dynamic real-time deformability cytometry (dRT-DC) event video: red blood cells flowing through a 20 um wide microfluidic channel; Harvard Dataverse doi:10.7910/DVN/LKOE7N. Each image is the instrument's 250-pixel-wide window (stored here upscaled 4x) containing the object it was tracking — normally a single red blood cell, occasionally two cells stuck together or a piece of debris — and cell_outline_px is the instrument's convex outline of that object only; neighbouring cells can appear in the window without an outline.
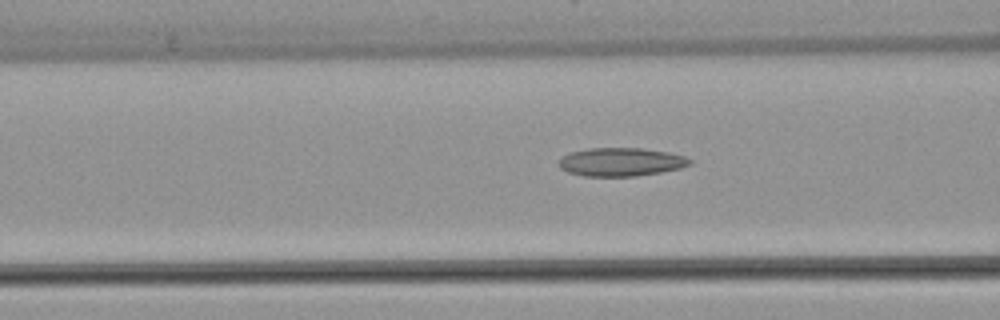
{"species": "common noctule bat (a hibernating species)", "species_latin": "Nyctalus noctula", "temperature_condition": "warm", "stored_images_in_passage": 44, "camera_frame_rate_fps": 3000, "um_per_image_px": 0.085, "animal": {"sex": "female", "body_mass_g": 22.7, "forearm_length_mm": 54.2}, "frame": {"image": 1, "passage_image": 19, "time_ms": 6.0, "image_size_px": [1000, 320], "cell_outline_px": [[692, 164], [680, 168], [660, 172], [636, 176], [584, 176], [568, 172], [560, 168], [556, 164], [564, 156], [572, 152], [588, 148], [644, 148], [668, 152], [684, 156], [692, 160]], "centroid_in_image_um": [52.79, 13.76], "position_along_channel_um": 113.8, "area_um2": 21.68}, "authors_computed_cell_mechanics": {"area_um2": 21.5305, "velocity_mm_per_s": 3.9732, "shape_relaxation_time_tau1_ms": null, "shape_relaxation_time_tau2_ms": 3.7101, "deformation_change_tau1": null, "deformation_change_tau2": 0.1288}}